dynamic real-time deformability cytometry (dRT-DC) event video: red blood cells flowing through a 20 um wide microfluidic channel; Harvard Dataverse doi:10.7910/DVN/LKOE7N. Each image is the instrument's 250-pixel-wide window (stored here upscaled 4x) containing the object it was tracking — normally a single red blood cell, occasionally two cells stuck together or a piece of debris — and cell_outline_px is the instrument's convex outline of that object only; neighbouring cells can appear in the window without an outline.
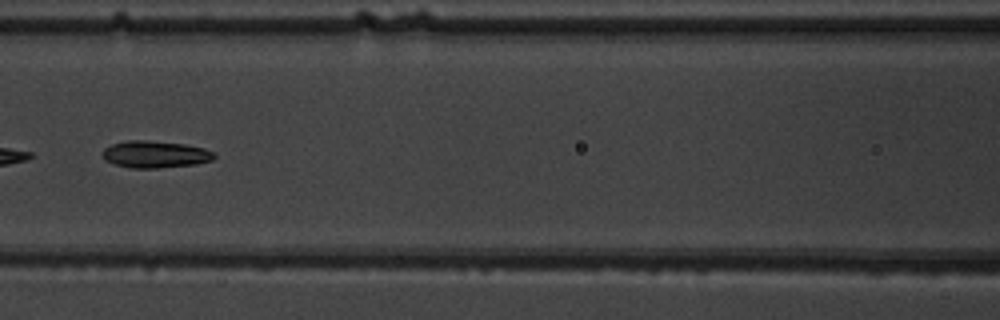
{"species": "common noctule bat (a hibernating species)", "species_latin": "Nyctalus noctula", "temperature_condition": "warm", "stored_images_in_passage": 7, "camera_frame_rate_fps": 3000, "um_per_image_px": 0.085, "animal": {"sex": "male", "body_mass_g": 19.5, "forearm_length_mm": 54.6}, "frame": {"image": 1, "passage_image": 7, "time_ms": 7.667, "image_size_px": [1000, 320], "cell_outline_px": [[216, 156], [212, 160], [196, 164], [156, 168], [128, 168], [104, 160], [104, 148], [112, 144], [128, 140], [144, 140], [184, 144], [204, 148], [216, 152]], "centroid_in_image_um": [13.22, 13.12], "position_along_channel_um": 153.4, "area_um2": 17.51}}